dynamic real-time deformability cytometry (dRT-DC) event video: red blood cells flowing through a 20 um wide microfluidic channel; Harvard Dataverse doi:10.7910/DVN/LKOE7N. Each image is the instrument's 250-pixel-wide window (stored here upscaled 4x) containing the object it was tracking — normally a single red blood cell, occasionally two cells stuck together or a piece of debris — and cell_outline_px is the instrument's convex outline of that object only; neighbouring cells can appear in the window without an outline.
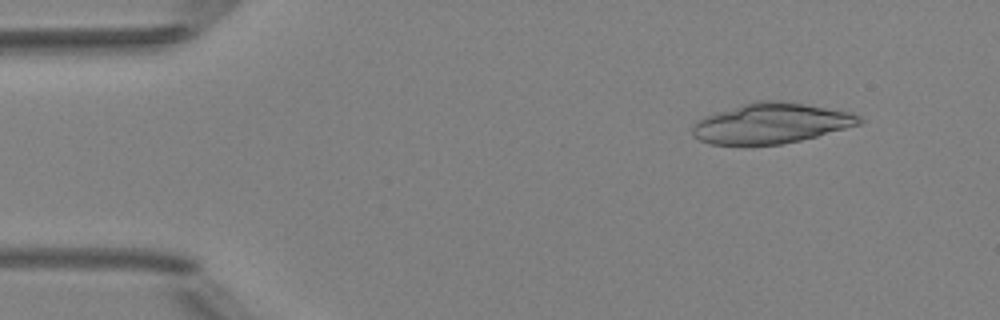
{"species": "Egyptian fruit bat (a non-hibernating species)", "species_latin": "Rousettus aegyptiacus", "temperature_condition": "room temperature", "stored_images_in_passage": 5, "camera_frame_rate_fps": 3000, "um_per_image_px": 0.085, "animal": {"sex": "female"}, "frame": {"image": 1, "passage_image": 2, "time_ms": 1.333, "image_size_px": [1000, 320], "cell_outline_px": [[864, 120], [860, 124], [816, 136], [800, 140], [780, 144], [748, 148], [708, 144], [692, 136], [692, 124], [704, 116], [716, 112], [756, 100], [780, 100], [852, 112], [860, 116]], "centroid_in_image_um": [65.46, 10.52], "position_along_channel_um": 19.5, "area_um2": 40.06}}